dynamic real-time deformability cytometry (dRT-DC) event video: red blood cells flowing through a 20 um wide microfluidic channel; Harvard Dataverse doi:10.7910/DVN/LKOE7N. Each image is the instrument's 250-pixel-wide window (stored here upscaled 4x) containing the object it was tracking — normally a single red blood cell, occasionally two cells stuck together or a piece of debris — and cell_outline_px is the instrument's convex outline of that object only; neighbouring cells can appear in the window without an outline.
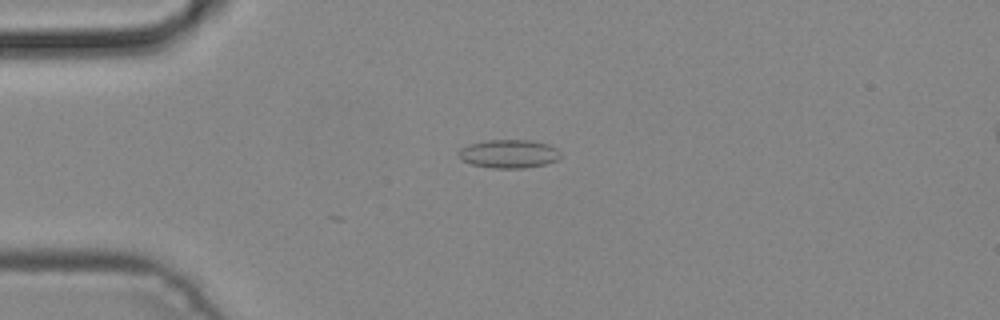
{"species": "common noctule bat (a hibernating species)", "species_latin": "Nyctalus noctula", "temperature_condition": "cold", "stored_images_in_passage": 6, "camera_frame_rate_fps": 3000, "um_per_image_px": 0.085, "animal": {"sex": "male", "body_mass_g": 19.2, "forearm_length_mm": 51.8}, "frame": {"image": 1, "passage_image": 3, "time_ms": 0.667, "image_size_px": [1000, 320], "cell_outline_px": [[560, 156], [556, 160], [544, 164], [524, 168], [492, 168], [472, 164], [460, 160], [456, 152], [460, 148], [468, 144], [488, 140], [532, 140], [548, 144], [556, 148], [560, 152]], "centroid_in_image_um": [43.2, 13.07], "position_along_channel_um": 41.8, "area_um2": 16.99}}
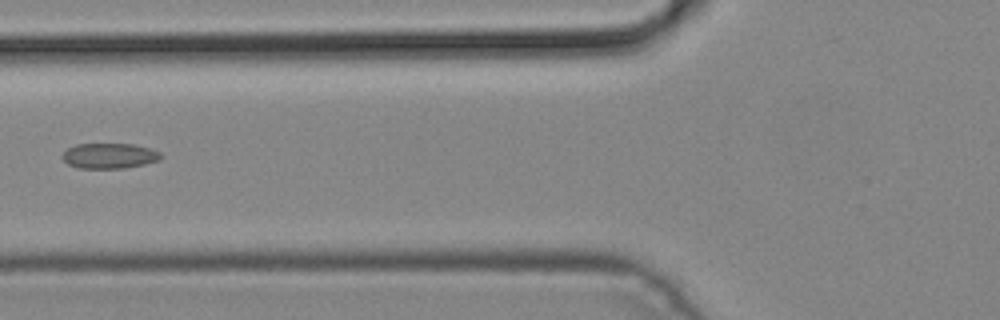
{"frame": {"image": 2, "passage_image": 5, "time_ms": 1.333, "image_size_px": [1000, 320], "cell_outline_px": [[160, 160], [144, 164], [124, 168], [80, 168], [68, 164], [60, 156], [68, 148], [76, 144], [136, 144], [160, 152]], "centroid_in_image_um": [9.28, 13.24], "position_along_channel_um": 116.5, "area_um2": 14.45}}
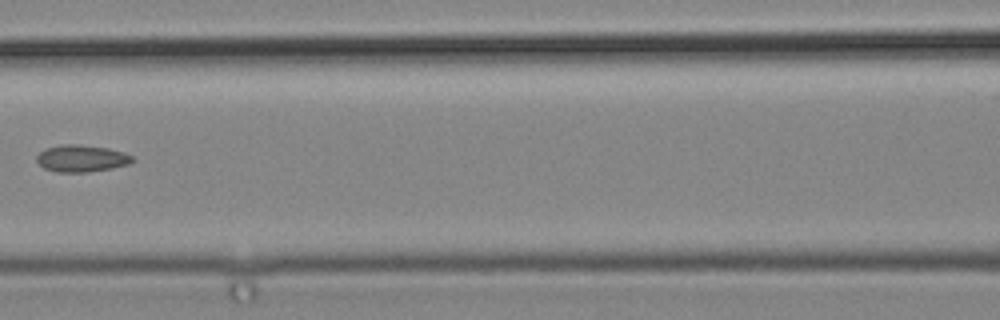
{"frame": {"image": 3, "passage_image": 6, "time_ms": 1.667, "image_size_px": [1000, 320], "cell_outline_px": [[132, 160], [128, 164], [112, 168], [88, 172], [56, 172], [44, 168], [36, 160], [36, 156], [40, 152], [48, 148], [64, 144], [76, 144], [108, 148], [124, 152], [132, 156]], "centroid_in_image_um": [6.92, 13.47], "position_along_channel_um": 159.7, "area_um2": 14.85}}